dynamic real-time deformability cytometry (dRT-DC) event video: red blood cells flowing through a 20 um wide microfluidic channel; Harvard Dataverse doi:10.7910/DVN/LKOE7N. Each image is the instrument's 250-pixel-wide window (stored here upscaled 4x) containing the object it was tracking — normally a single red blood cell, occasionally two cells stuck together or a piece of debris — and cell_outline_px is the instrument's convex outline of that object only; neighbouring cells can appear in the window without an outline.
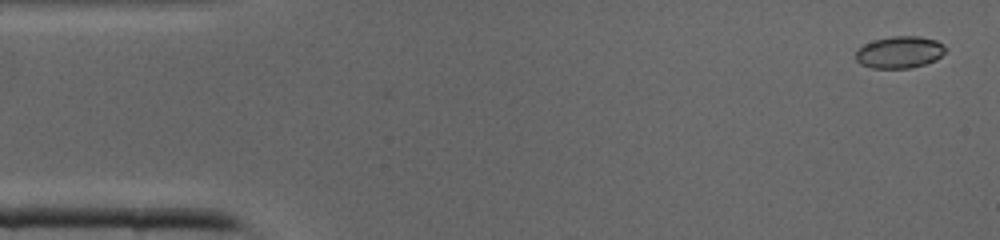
{"species": "common noctule bat (a hibernating species)", "species_latin": "Nyctalus noctula", "temperature_condition": "cold", "stored_images_in_passage": 41, "camera_frame_rate_fps": 3000, "um_per_image_px": 0.085, "animal": {"sex": "male", "body_mass_g": 19.0, "forearm_length_mm": 50.8}, "frame": {"image": 1, "passage_image": 2, "time_ms": 0.333, "image_size_px": [1000, 240], "cell_outline_px": [[948, 48], [936, 60], [912, 68], [872, 68], [860, 64], [856, 60], [856, 52], [864, 44], [876, 40], [892, 36], [920, 36], [936, 40], [944, 44]], "centroid_in_image_um": [76.49, 4.44], "position_along_channel_um": 8.5, "area_um2": 16.7}}
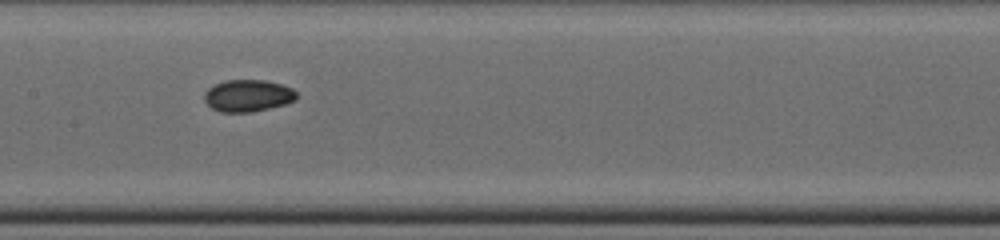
{"frame": {"image": 2, "passage_image": 20, "time_ms": 6.333, "image_size_px": [1000, 240], "cell_outline_px": [[296, 100], [284, 104], [252, 112], [220, 112], [212, 108], [204, 100], [204, 92], [208, 88], [224, 80], [264, 80], [280, 84], [292, 88], [296, 92]], "centroid_in_image_um": [21.05, 8.13], "position_along_channel_um": 186.4, "area_um2": 17.11}}
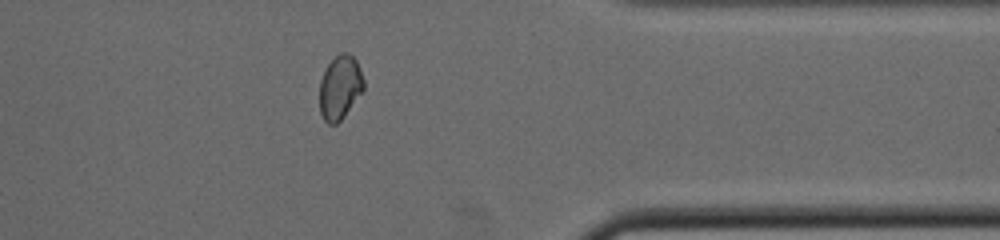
{"frame": {"image": 3, "passage_image": 33, "time_ms": 10.667, "image_size_px": [1000, 240], "cell_outline_px": [[364, 88], [344, 116], [336, 124], [328, 124], [324, 120], [320, 112], [320, 80], [328, 64], [340, 52], [348, 52], [356, 60], [360, 68], [364, 80]], "centroid_in_image_um": [28.9, 7.42], "position_along_channel_um": 382.5, "area_um2": 16.3}}